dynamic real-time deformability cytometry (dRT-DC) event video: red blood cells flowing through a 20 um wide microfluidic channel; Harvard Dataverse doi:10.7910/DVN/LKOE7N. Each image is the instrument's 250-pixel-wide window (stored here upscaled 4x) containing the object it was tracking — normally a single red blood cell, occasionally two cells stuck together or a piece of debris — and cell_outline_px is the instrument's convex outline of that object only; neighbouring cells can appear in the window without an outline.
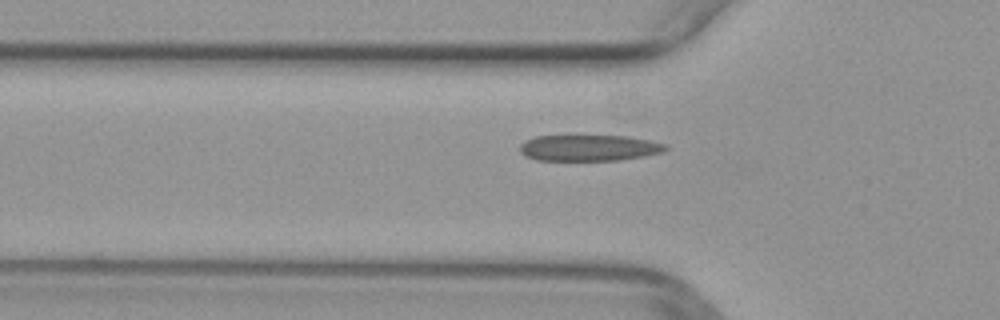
{"species": "common noctule bat (a hibernating species)", "species_latin": "Nyctalus noctula", "temperature_condition": "warm", "stored_images_in_passage": 30, "camera_frame_rate_fps": 3000, "um_per_image_px": 0.085, "animal": {"sex": "female", "body_mass_g": 29.2, "forearm_length_mm": 56.3}, "frame": {"image": 1, "passage_image": 2, "time_ms": 0.333, "image_size_px": [1000, 320], "cell_outline_px": [[668, 148], [664, 152], [644, 156], [620, 160], [536, 160], [524, 156], [520, 152], [520, 144], [524, 140], [536, 136], [628, 136], [668, 144]], "centroid_in_image_um": [50.07, 12.57], "position_along_channel_um": 75.7, "area_um2": 22.31}}
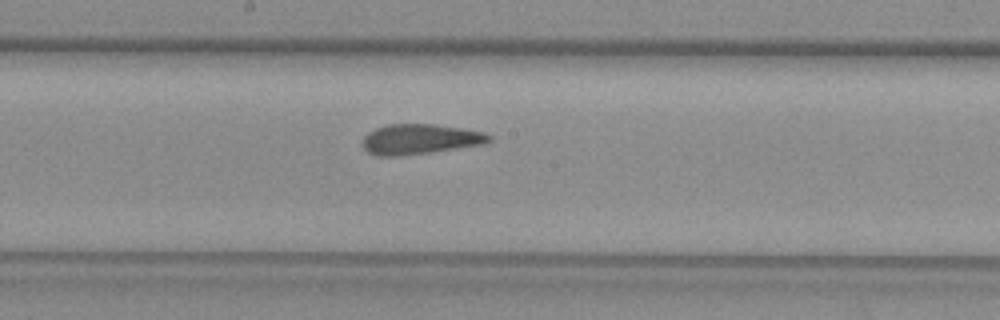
{"frame": {"image": 2, "passage_image": 12, "time_ms": 3.667, "image_size_px": [1000, 320], "cell_outline_px": [[492, 140], [484, 144], [428, 152], [396, 156], [376, 156], [368, 152], [360, 144], [364, 136], [368, 132], [376, 128], [388, 124], [432, 124], [460, 128], [484, 132], [492, 136]], "centroid_in_image_um": [35.66, 11.83], "position_along_channel_um": 212.5, "area_um2": 22.14}}
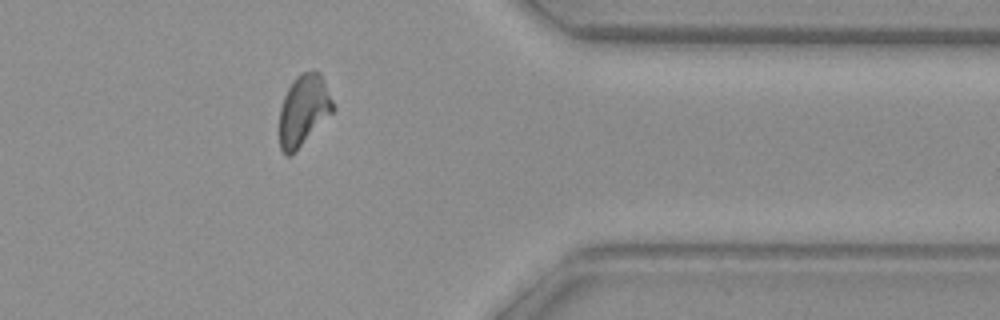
{"frame": {"image": 3, "passage_image": 26, "time_ms": 8.333, "image_size_px": [1000, 320], "cell_outline_px": [[336, 108], [292, 156], [284, 156], [280, 148], [280, 108], [284, 96], [288, 88], [296, 76], [312, 68], [320, 72]], "centroid_in_image_um": [25.8, 9.37], "position_along_channel_um": 385.6, "area_um2": 22.25}}